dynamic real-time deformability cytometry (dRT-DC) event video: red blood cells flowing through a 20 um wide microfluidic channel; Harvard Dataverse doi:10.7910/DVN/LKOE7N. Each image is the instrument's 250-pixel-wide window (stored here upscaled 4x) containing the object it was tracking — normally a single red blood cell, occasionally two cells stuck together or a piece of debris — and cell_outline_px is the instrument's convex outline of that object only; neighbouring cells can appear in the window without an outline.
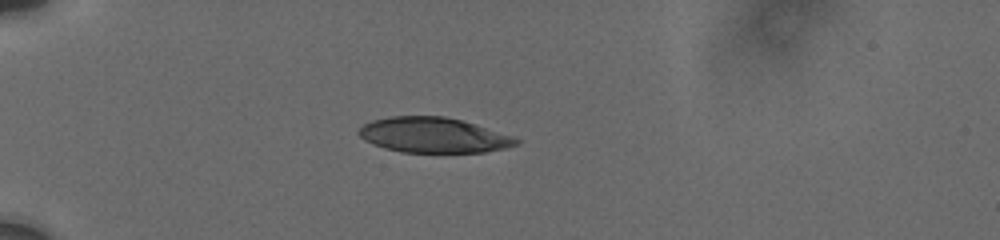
{"species": "human", "species_latin": "Homo sapiens", "temperature_condition": "cold", "stored_images_in_passage": 11, "camera_frame_rate_fps": 3000, "um_per_image_px": 0.085, "donor": {"sex": "male"}, "frame": {"image": 1, "passage_image": 7, "time_ms": 4.333, "image_size_px": [1000, 240], "cell_outline_px": [[520, 144], [504, 148], [484, 152], [400, 152], [384, 148], [372, 144], [364, 140], [356, 132], [364, 124], [372, 120], [388, 116], [444, 116], [476, 124], [512, 136], [520, 140]], "centroid_in_image_um": [36.81, 11.48], "position_along_channel_um": 48.2, "area_um2": 32.31}}
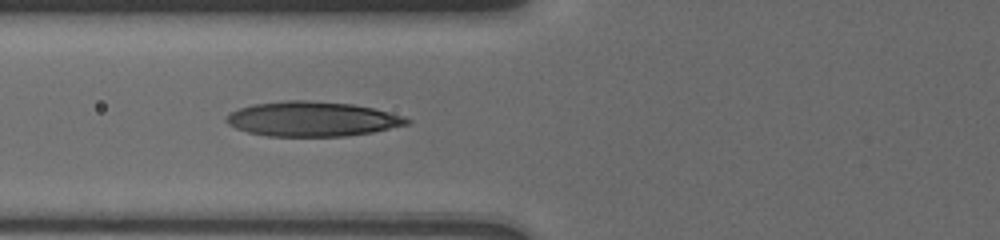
{"frame": {"image": 2, "passage_image": 10, "time_ms": 6.667, "image_size_px": [1000, 240], "cell_outline_px": [[412, 120], [408, 124], [372, 132], [348, 136], [268, 136], [248, 132], [236, 128], [228, 124], [224, 120], [232, 112], [240, 108], [252, 104], [288, 100], [304, 100], [352, 104], [372, 108], [404, 116]], "centroid_in_image_um": [26.54, 10.11], "position_along_channel_um": 99.3, "area_um2": 36.36}}
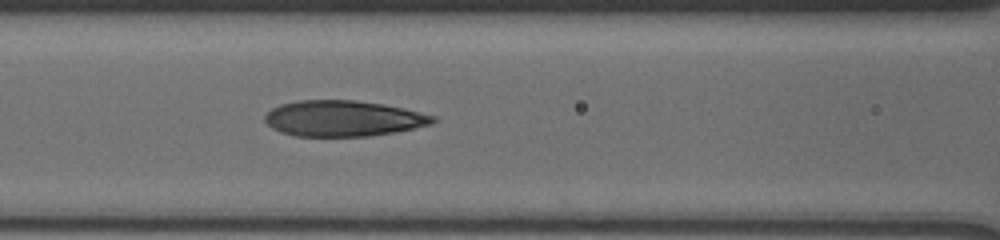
{"frame": {"image": 3, "passage_image": 11, "time_ms": 7.667, "image_size_px": [1000, 240], "cell_outline_px": [[436, 120], [432, 124], [392, 132], [368, 136], [296, 136], [280, 132], [272, 128], [264, 120], [264, 116], [272, 108], [280, 104], [300, 100], [352, 100], [384, 104], [436, 116]], "centroid_in_image_um": [29.13, 10.06], "position_along_channel_um": 137.5, "area_um2": 34.85}}